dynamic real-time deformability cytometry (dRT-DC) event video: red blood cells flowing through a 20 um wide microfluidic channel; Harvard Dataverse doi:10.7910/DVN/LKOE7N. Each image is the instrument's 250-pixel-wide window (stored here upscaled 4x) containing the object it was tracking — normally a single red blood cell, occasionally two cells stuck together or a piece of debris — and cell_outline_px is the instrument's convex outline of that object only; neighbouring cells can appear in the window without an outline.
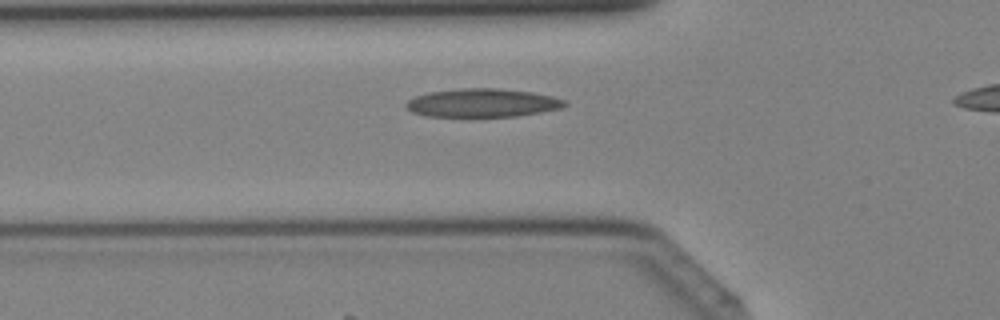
{"species": "Egyptian fruit bat (a non-hibernating species)", "species_latin": "Rousettus aegyptiacus", "temperature_condition": "cold", "stored_images_in_passage": 34, "camera_frame_rate_fps": 3000, "um_per_image_px": 0.085, "animal": {"sex": "female"}, "frame": {"image": 1, "passage_image": 13, "time_ms": 4.0, "image_size_px": [1000, 320], "cell_outline_px": [[568, 104], [564, 108], [516, 116], [428, 116], [412, 112], [404, 104], [408, 100], [416, 96], [428, 92], [460, 88], [500, 88], [532, 92], [552, 96], [564, 100]], "centroid_in_image_um": [41.03, 8.73], "position_along_channel_um": 84.8, "area_um2": 26.24}}
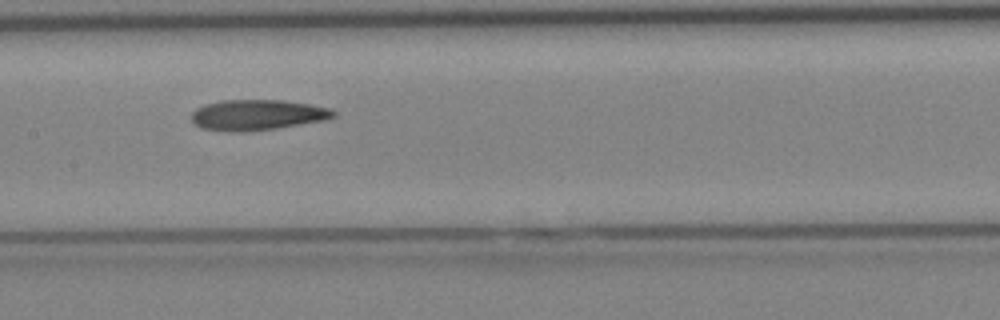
{"frame": {"image": 2, "passage_image": 19, "time_ms": 6.0, "image_size_px": [1000, 320], "cell_outline_px": [[336, 116], [324, 120], [276, 128], [240, 132], [200, 128], [192, 120], [192, 112], [196, 108], [204, 104], [220, 100], [280, 100], [308, 104], [328, 108], [336, 112]], "centroid_in_image_um": [21.84, 9.76], "position_along_channel_um": 185.6, "area_um2": 25.03}}
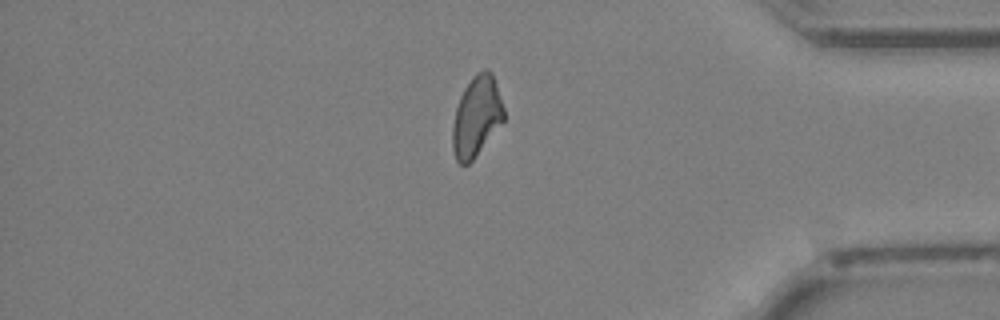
{"frame": {"image": 3, "passage_image": 33, "time_ms": 10.667, "image_size_px": [1000, 320], "cell_outline_px": [[504, 120], [472, 160], [468, 164], [460, 164], [456, 160], [452, 148], [452, 128], [456, 108], [460, 96], [464, 88], [476, 72], [484, 68], [488, 68], [492, 72], [496, 80], [504, 108]], "centroid_in_image_um": [40.51, 9.85], "position_along_channel_um": 394.7, "area_um2": 24.04}}